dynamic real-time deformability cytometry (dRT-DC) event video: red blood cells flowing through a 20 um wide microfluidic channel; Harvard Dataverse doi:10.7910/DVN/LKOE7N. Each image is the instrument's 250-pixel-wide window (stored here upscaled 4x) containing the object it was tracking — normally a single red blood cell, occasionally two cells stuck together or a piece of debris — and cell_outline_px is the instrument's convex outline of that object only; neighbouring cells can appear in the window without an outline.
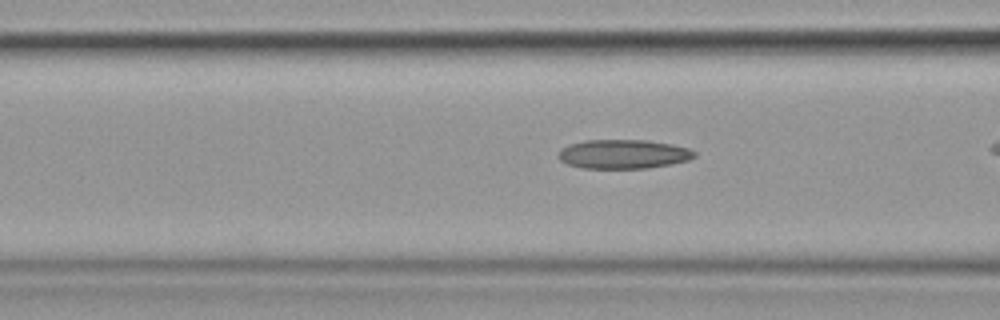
{"species": "common noctule bat (a hibernating species)", "species_latin": "Nyctalus noctula", "temperature_condition": "cold", "stored_images_in_passage": 40, "camera_frame_rate_fps": 3000, "um_per_image_px": 0.085, "animal": {"sex": "female", "body_mass_g": 19.9}, "frame": {"image": 1, "passage_image": 18, "time_ms": 5.667, "image_size_px": [1000, 320], "cell_outline_px": [[696, 156], [688, 160], [672, 164], [648, 168], [584, 168], [568, 164], [560, 160], [556, 156], [560, 148], [568, 144], [584, 140], [648, 140], [672, 144], [688, 148], [696, 152]], "centroid_in_image_um": [52.96, 13.09], "position_along_channel_um": 113.6, "area_um2": 23.29}}